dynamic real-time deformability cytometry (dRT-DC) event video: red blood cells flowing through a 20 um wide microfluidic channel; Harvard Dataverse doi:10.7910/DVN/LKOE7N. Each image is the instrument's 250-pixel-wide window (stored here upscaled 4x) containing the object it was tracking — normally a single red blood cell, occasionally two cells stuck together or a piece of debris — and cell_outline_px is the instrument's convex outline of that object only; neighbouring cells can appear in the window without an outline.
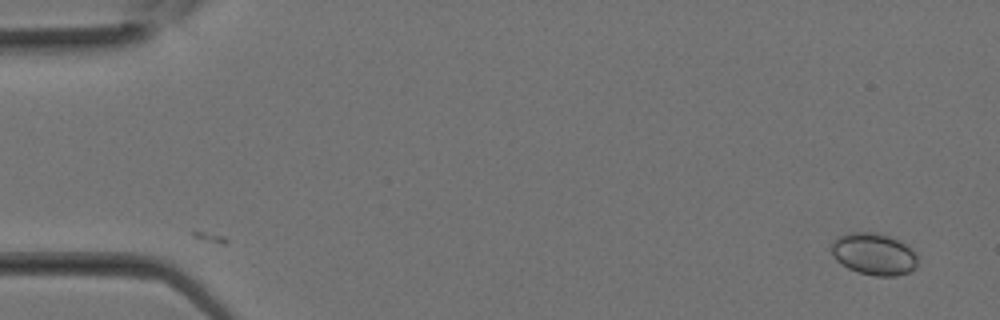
{"species": "Egyptian fruit bat (a non-hibernating species)", "species_latin": "Rousettus aegyptiacus", "temperature_condition": "room temperature", "stored_images_in_passage": 12, "camera_frame_rate_fps": 3000, "um_per_image_px": 0.085, "animal": {"sex": "female"}, "frame": {"image": 1, "passage_image": 1, "time_ms": 0.0, "image_size_px": [1000, 320], "cell_outline_px": [[916, 268], [908, 272], [896, 276], [876, 276], [856, 272], [848, 268], [836, 260], [828, 248], [840, 236], [852, 232], [876, 232], [900, 240], [912, 248], [916, 256]], "centroid_in_image_um": [74.27, 21.6], "position_along_channel_um": 10.7, "area_um2": 21.15}}
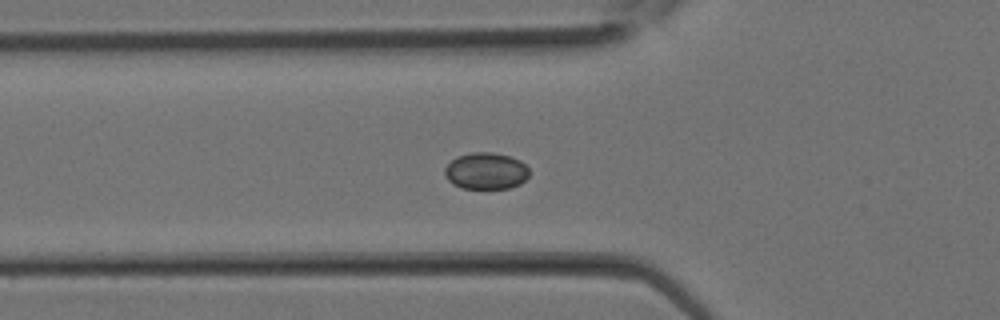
{"frame": {"image": 2, "passage_image": 10, "time_ms": 3.0, "image_size_px": [1000, 320], "cell_outline_px": [[528, 176], [520, 184], [508, 188], [460, 188], [452, 184], [444, 176], [444, 168], [456, 156], [472, 152], [492, 152], [508, 156], [520, 160], [528, 168]], "centroid_in_image_um": [41.27, 14.53], "position_along_channel_um": 84.5, "area_um2": 18.09}}
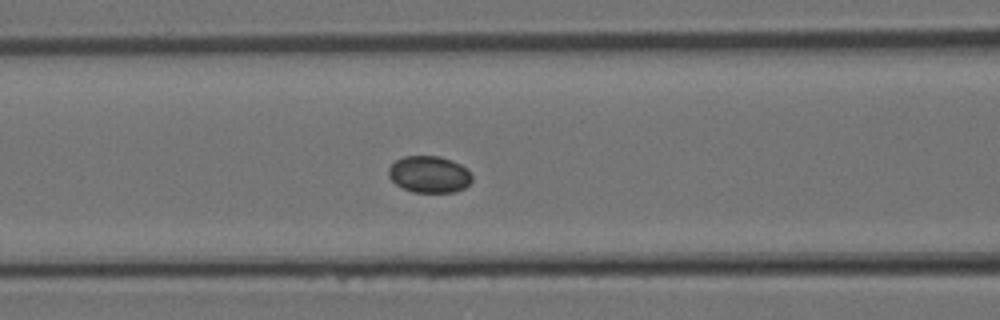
{"frame": {"image": 3, "passage_image": 12, "time_ms": 3.667, "image_size_px": [1000, 320], "cell_outline_px": [[472, 180], [464, 188], [452, 192], [412, 192], [396, 184], [388, 176], [388, 168], [396, 160], [404, 156], [440, 156], [452, 160], [460, 164], [472, 172]], "centroid_in_image_um": [36.49, 14.81], "position_along_channel_um": 130.1, "area_um2": 17.92}}